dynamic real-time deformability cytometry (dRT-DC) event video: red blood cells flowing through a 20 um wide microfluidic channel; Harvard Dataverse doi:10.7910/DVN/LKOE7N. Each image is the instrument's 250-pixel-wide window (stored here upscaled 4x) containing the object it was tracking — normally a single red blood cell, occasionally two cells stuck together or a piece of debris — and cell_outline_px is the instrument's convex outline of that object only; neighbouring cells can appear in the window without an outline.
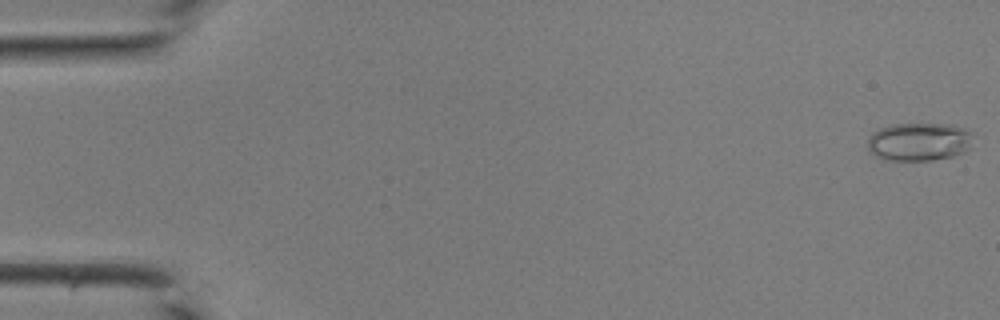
{"species": "common noctule bat (a hibernating species)", "species_latin": "Nyctalus noctula", "temperature_condition": "room temperature", "stored_images_in_passage": 14, "camera_frame_rate_fps": 3000, "um_per_image_px": 0.085, "animal": {"sex": "male", "body_mass_g": 19.0, "forearm_length_mm": 50.8}, "frame": {"image": 1, "passage_image": 1, "time_ms": 0.0, "image_size_px": [1000, 320], "cell_outline_px": [[972, 136], [968, 148], [964, 152], [952, 156], [932, 160], [884, 160], [868, 152], [868, 140], [872, 132], [880, 128], [892, 124], [952, 124], [964, 128]], "centroid_in_image_um": [78.07, 12.05], "position_along_channel_um": 6.9, "area_um2": 23.47}}